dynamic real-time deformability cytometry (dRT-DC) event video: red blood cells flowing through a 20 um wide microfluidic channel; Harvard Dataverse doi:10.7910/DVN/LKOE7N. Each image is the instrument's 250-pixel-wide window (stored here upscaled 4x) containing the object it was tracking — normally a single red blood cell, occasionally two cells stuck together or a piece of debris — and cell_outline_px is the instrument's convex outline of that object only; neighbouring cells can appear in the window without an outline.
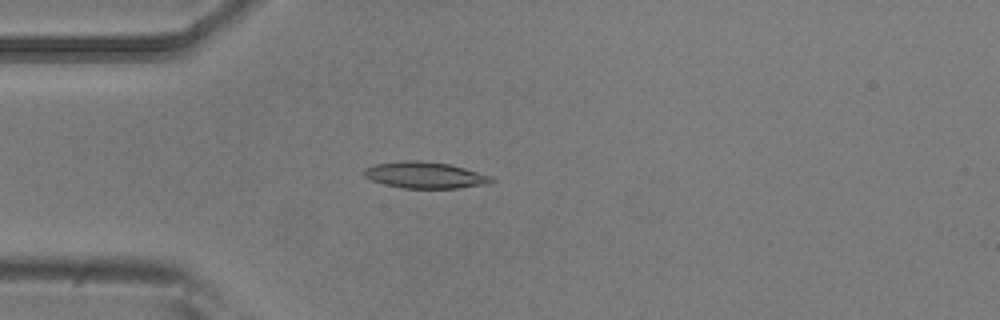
{"species": "common noctule bat (a hibernating species)", "species_latin": "Nyctalus noctula", "temperature_condition": "room temperature", "stored_images_in_passage": 5, "camera_frame_rate_fps": 3000, "um_per_image_px": 0.085, "animal": {"sex": "male", "body_mass_g": 20.5, "forearm_length_mm": 52.5}, "frame": {"image": 1, "passage_image": 4, "time_ms": 1.0, "image_size_px": [1000, 320], "cell_outline_px": [[492, 180], [488, 184], [456, 188], [404, 188], [384, 184], [372, 180], [364, 176], [364, 168], [376, 164], [404, 160], [420, 160], [448, 164], [464, 168], [492, 176]], "centroid_in_image_um": [36.1, 14.88], "position_along_channel_um": 48.9, "area_um2": 19.42}}